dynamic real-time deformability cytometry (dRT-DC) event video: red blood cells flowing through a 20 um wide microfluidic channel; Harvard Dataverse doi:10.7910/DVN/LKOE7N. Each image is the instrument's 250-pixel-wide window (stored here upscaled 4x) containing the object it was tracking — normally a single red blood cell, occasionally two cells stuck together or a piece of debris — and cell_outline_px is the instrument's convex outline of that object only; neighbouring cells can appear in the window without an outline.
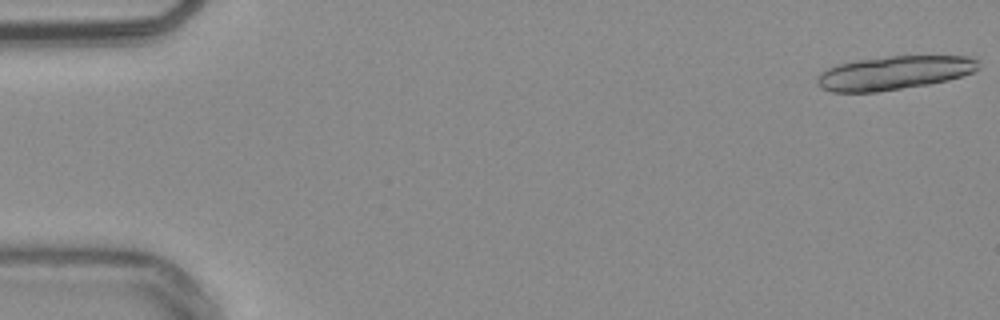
{"species": "common noctule bat (a hibernating species)", "species_latin": "Nyctalus noctula", "temperature_condition": "warm", "stored_images_in_passage": 28, "camera_frame_rate_fps": 3000, "um_per_image_px": 0.085, "animal": {"sex": "male", "body_mass_g": 20.4}, "frame": {"image": 1, "passage_image": 1, "time_ms": 0.0, "image_size_px": [1000, 320], "cell_outline_px": [[980, 68], [972, 72], [948, 80], [928, 84], [876, 92], [832, 92], [820, 88], [816, 84], [816, 76], [820, 72], [836, 64], [856, 60], [888, 56], [968, 56], [980, 60]], "centroid_in_image_um": [75.96, 6.19], "position_along_channel_um": 9.0, "area_um2": 31.91}}